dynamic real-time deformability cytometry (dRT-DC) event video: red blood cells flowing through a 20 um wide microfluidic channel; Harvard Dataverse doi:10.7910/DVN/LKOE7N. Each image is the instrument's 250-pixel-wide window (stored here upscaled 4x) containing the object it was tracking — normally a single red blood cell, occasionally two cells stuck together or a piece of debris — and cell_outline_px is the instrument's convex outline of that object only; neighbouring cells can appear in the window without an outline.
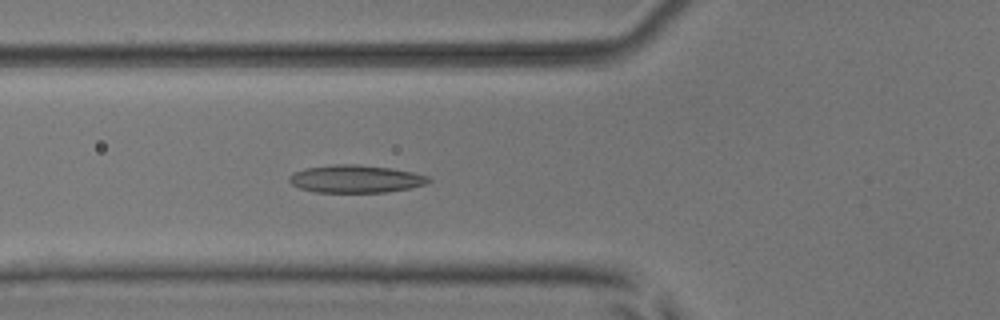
{"species": "common noctule bat (a hibernating species)", "species_latin": "Nyctalus noctula", "temperature_condition": "room temperature", "stored_images_in_passage": 4, "camera_frame_rate_fps": 3000, "um_per_image_px": 0.085, "animal": {"sex": "male", "body_mass_g": 17.9, "forearm_length_mm": 54.2}, "frame": {"image": 1, "passage_image": 4, "time_ms": 3.333, "image_size_px": [1000, 320], "cell_outline_px": [[432, 180], [424, 184], [408, 188], [388, 192], [316, 192], [300, 188], [292, 184], [288, 180], [288, 176], [292, 172], [304, 168], [336, 164], [356, 164], [392, 168], [412, 172], [428, 176]], "centroid_in_image_um": [30.19, 15.2], "position_along_channel_um": 95.6, "area_um2": 22.48}}